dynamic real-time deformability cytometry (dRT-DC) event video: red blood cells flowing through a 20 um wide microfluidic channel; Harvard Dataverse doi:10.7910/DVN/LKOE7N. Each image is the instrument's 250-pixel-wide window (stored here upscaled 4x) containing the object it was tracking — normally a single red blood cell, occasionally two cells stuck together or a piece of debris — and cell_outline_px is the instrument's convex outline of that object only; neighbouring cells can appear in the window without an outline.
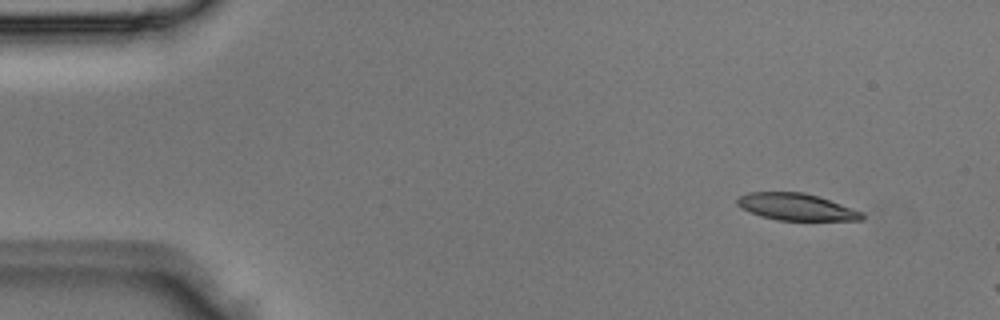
{"species": "Egyptian fruit bat (a non-hibernating species)", "species_latin": "Rousettus aegyptiacus", "temperature_condition": "room temperature", "stored_images_in_passage": 4, "camera_frame_rate_fps": 3000, "um_per_image_px": 0.085, "animal": {"sex": "male"}, "frame": {"image": 1, "passage_image": 1, "time_ms": 0.0, "image_size_px": [1000, 320], "cell_outline_px": [[864, 220], [776, 220], [760, 216], [740, 208], [736, 204], [736, 200], [740, 196], [748, 192], [804, 192], [820, 196], [864, 212]], "centroid_in_image_um": [67.69, 17.58], "position_along_channel_um": 17.3, "area_um2": 19.77}}